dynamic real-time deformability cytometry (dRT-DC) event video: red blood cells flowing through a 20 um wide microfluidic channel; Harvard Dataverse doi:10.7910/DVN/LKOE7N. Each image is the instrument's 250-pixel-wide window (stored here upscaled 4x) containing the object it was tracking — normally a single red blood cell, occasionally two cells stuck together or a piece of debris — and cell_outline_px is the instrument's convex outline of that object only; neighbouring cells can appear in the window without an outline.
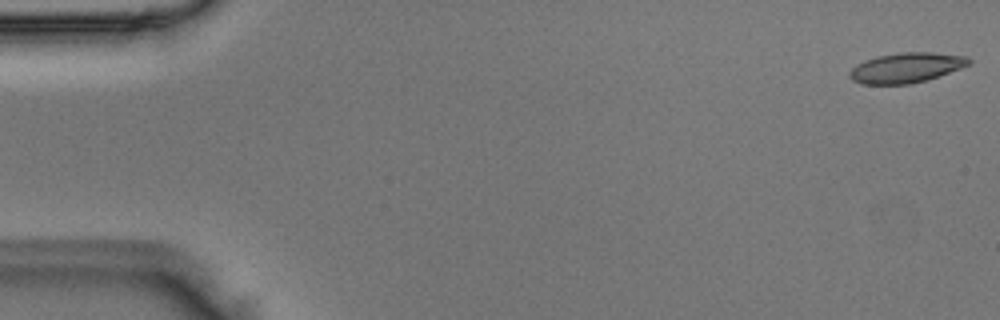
{"species": "Egyptian fruit bat (a non-hibernating species)", "species_latin": "Rousettus aegyptiacus", "temperature_condition": "room temperature", "stored_images_in_passage": 51, "camera_frame_rate_fps": 3000, "um_per_image_px": 0.085, "animal": {"sex": "male"}, "frame": {"image": 1, "passage_image": 1, "time_ms": 0.0, "image_size_px": [1000, 320], "cell_outline_px": [[972, 64], [928, 80], [912, 84], [860, 84], [852, 80], [848, 76], [848, 72], [856, 64], [864, 60], [880, 56], [900, 52], [932, 52], [968, 56], [972, 60]], "centroid_in_image_um": [77.05, 5.76], "position_along_channel_um": 8.0, "area_um2": 21.15}}
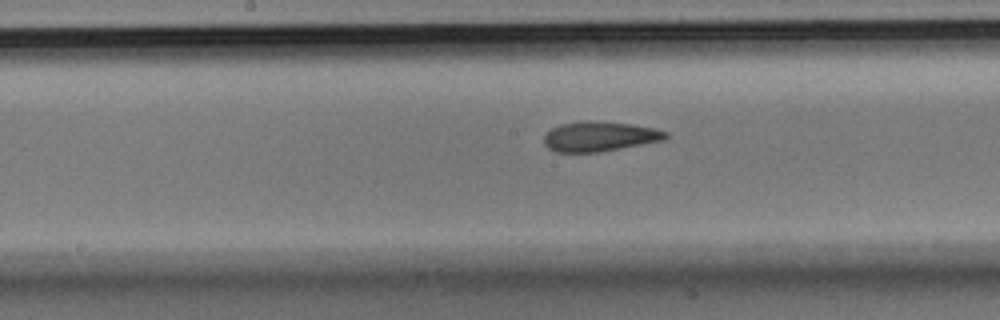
{"frame": {"image": 2, "passage_image": 26, "time_ms": 8.333, "image_size_px": [1000, 320], "cell_outline_px": [[668, 136], [664, 140], [600, 152], [556, 152], [548, 148], [544, 144], [544, 136], [552, 128], [560, 124], [580, 120], [588, 120], [632, 124], [652, 128], [668, 132]], "centroid_in_image_um": [50.94, 11.59], "position_along_channel_um": 197.3, "area_um2": 21.21}}
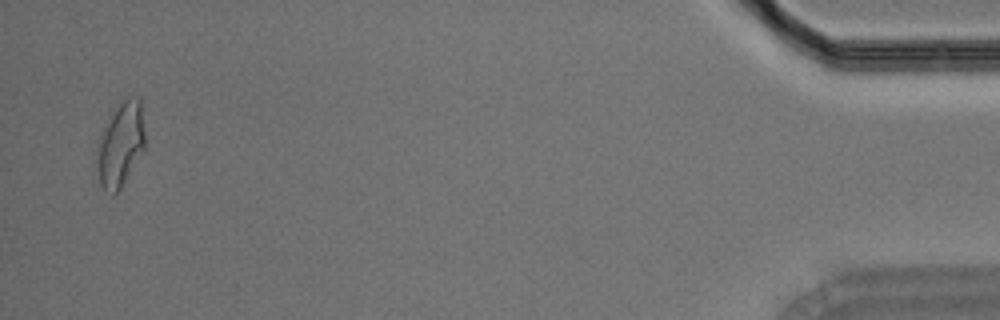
{"frame": {"image": 3, "passage_image": 50, "time_ms": 16.333, "image_size_px": [1000, 320], "cell_outline_px": [[144, 152], [120, 188], [112, 196], [104, 192], [100, 184], [92, 164], [104, 128], [112, 112], [128, 96], [140, 96], [144, 132]], "centroid_in_image_um": [10.21, 12.35], "position_along_channel_um": 425.0, "area_um2": 24.04}}